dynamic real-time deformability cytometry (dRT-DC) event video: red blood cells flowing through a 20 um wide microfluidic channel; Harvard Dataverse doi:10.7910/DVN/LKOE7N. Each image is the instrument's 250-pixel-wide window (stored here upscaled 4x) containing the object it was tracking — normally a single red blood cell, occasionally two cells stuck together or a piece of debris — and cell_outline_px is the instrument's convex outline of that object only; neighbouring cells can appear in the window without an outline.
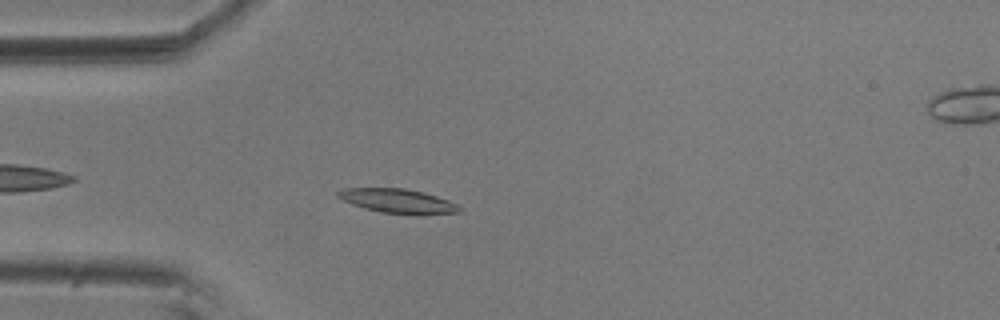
{"species": "common noctule bat (a hibernating species)", "species_latin": "Nyctalus noctula", "temperature_condition": "room temperature", "stored_images_in_passage": 45, "camera_frame_rate_fps": 3000, "um_per_image_px": 0.085, "animal": {"sex": "male", "body_mass_g": 20.5, "forearm_length_mm": 52.5}, "frame": {"image": 1, "passage_image": 5, "time_ms": 1.333, "image_size_px": [1000, 320], "cell_outline_px": [[464, 212], [416, 216], [380, 212], [364, 208], [352, 204], [336, 196], [336, 192], [344, 188], [404, 188], [436, 196], [448, 200], [464, 208]], "centroid_in_image_um": [33.88, 17.12], "position_along_channel_um": 51.1, "area_um2": 17.51}}
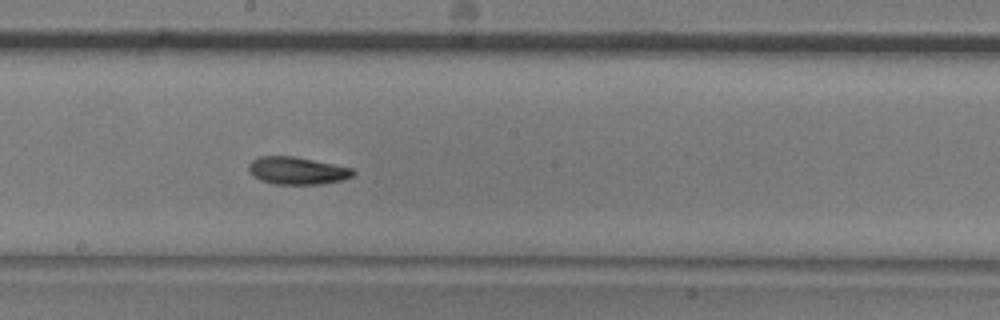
{"frame": {"image": 2, "passage_image": 20, "time_ms": 6.333, "image_size_px": [1000, 320], "cell_outline_px": [[356, 172], [352, 176], [344, 180], [324, 184], [272, 184], [260, 180], [252, 176], [248, 168], [248, 164], [252, 160], [260, 156], [292, 156], [352, 168]], "centroid_in_image_um": [25.24, 14.52], "position_along_channel_um": 223.0, "area_um2": 16.76}}
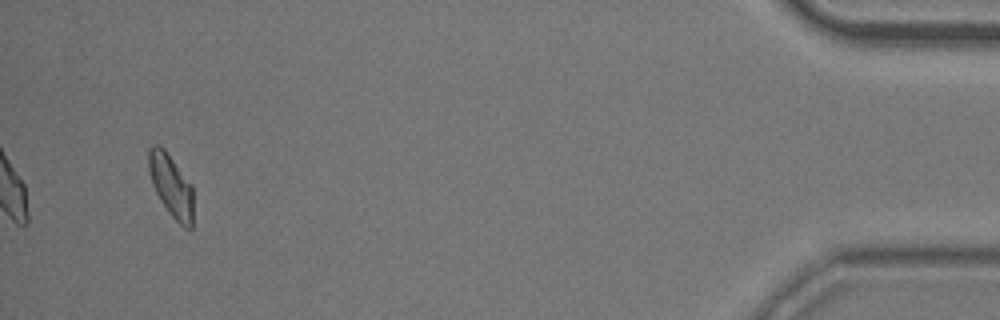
{"frame": {"image": 3, "passage_image": 43, "time_ms": 14.0, "image_size_px": [1000, 320], "cell_outline_px": [[192, 228], [184, 228], [168, 212], [160, 200], [152, 184], [148, 168], [148, 148], [152, 144], [160, 144], [164, 148], [192, 184]], "centroid_in_image_um": [14.52, 15.74], "position_along_channel_um": 420.7, "area_um2": 16.36}, "authors_computed_cell_mechanics": {"area_um2": 16.473, "velocity_mm_per_s": 3.6026, "shape_relaxation_time_tau1_ms": 3.6813, "shape_relaxation_time_tau2_ms": null, "deformation_change_tau1": 0.1419, "deformation_change_tau2": null}}